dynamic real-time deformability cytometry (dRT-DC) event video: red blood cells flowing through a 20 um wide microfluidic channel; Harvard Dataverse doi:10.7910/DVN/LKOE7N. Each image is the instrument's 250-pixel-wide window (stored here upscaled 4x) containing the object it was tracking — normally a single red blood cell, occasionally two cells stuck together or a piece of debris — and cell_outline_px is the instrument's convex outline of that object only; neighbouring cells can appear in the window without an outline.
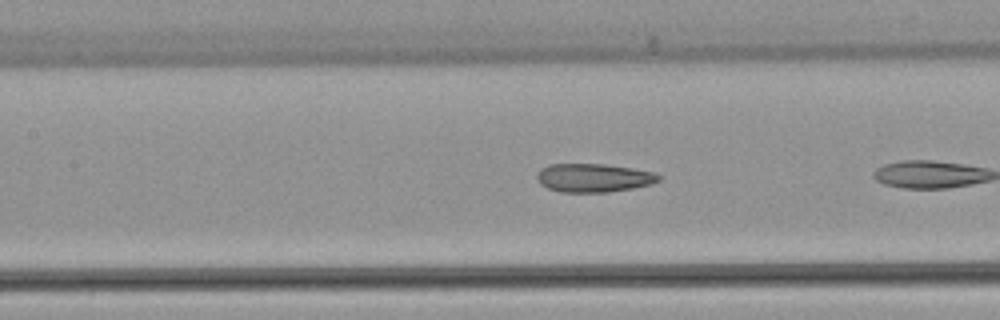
{"species": "common noctule bat (a hibernating species)", "species_latin": "Nyctalus noctula", "temperature_condition": "warm", "stored_images_in_passage": 6, "camera_frame_rate_fps": 3000, "um_per_image_px": 0.085, "animal": {"sex": "female", "body_mass_g": 22.7, "forearm_length_mm": 54.2}, "frame": {"image": 1, "passage_image": 5, "time_ms": 1.333, "image_size_px": [1000, 320], "cell_outline_px": [[660, 180], [652, 184], [632, 188], [608, 192], [560, 192], [548, 188], [540, 184], [536, 180], [536, 176], [548, 164], [604, 164], [632, 168], [652, 172], [660, 176]], "centroid_in_image_um": [50.45, 15.12], "position_along_channel_um": 157.0, "area_um2": 20.11}}